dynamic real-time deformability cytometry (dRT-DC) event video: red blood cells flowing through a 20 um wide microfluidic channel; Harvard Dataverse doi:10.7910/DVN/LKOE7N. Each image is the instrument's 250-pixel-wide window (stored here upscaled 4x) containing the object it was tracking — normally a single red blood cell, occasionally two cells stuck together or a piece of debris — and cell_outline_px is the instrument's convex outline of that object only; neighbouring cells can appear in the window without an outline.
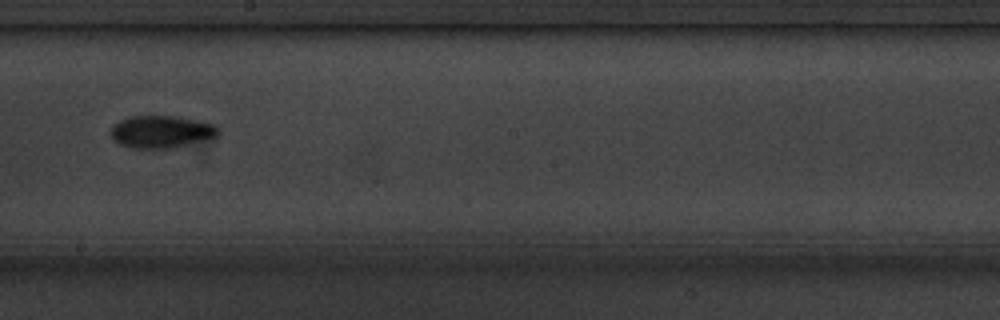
{"species": "common noctule bat (a hibernating species)", "species_latin": "Nyctalus noctula", "temperature_condition": "cold", "stored_images_in_passage": 12, "camera_frame_rate_fps": 3000, "um_per_image_px": 0.085, "animal": {"sex": "male", "body_mass_g": 20.1, "forearm_length_mm": 53.5}, "frame": {"image": 1, "passage_image": 6, "time_ms": 5.667, "image_size_px": [1000, 320], "cell_outline_px": [[220, 132], [216, 136], [172, 148], [132, 148], [120, 144], [112, 140], [108, 132], [120, 120], [128, 116], [176, 116], [216, 124], [220, 128]], "centroid_in_image_um": [13.68, 11.19], "position_along_channel_um": 234.5, "area_um2": 20.29}}
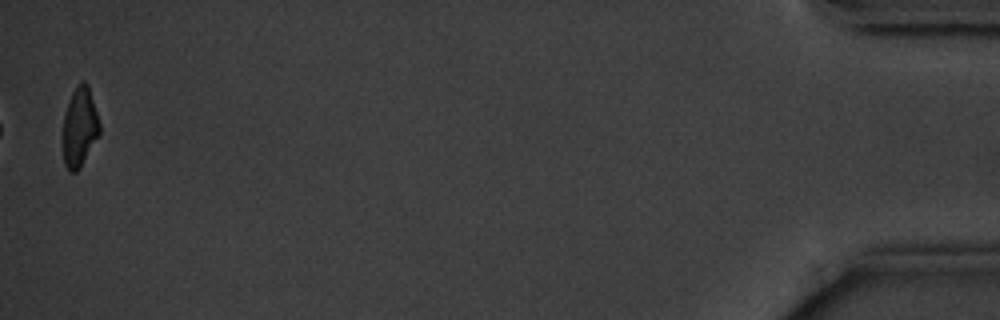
{"frame": {"image": 2, "passage_image": 12, "time_ms": 13.667, "image_size_px": [1000, 320], "cell_outline_px": [[100, 132], [80, 168], [76, 172], [68, 172], [64, 164], [64, 116], [72, 92], [80, 80], [84, 80], [88, 84], [100, 124]], "centroid_in_image_um": [6.78, 10.8], "position_along_channel_um": 428.4, "area_um2": 16.7}, "authors_computed_cell_mechanics": {"area_um2": 19.1896, "velocity_mm_per_s": 3.5753, "shape_relaxation_time_tau1_ms": 3.0385, "shape_relaxation_time_tau2_ms": null, "deformation_change_tau1": 0.1026, "deformation_change_tau2": null}}